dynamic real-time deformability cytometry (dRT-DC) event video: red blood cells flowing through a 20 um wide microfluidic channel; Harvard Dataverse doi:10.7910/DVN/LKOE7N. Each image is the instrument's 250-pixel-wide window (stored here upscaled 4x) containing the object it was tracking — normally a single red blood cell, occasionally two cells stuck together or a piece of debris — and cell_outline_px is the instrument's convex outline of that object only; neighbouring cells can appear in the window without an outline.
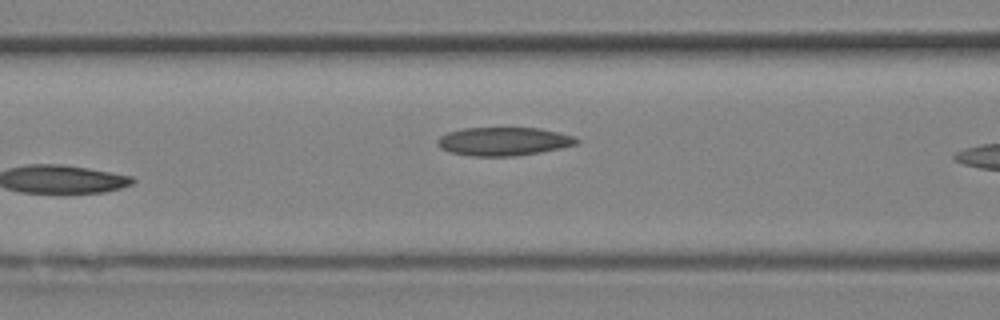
{"species": "Egyptian fruit bat (a non-hibernating species)", "species_latin": "Rousettus aegyptiacus", "temperature_condition": "room temperature", "stored_images_in_passage": 6, "camera_frame_rate_fps": 3000, "um_per_image_px": 0.085, "animal": {"sex": "female"}, "frame": {"image": 1, "passage_image": 6, "time_ms": 1.667, "image_size_px": [1000, 320], "cell_outline_px": [[580, 140], [576, 144], [560, 148], [540, 152], [512, 156], [472, 156], [452, 152], [440, 148], [436, 144], [436, 140], [440, 136], [448, 132], [460, 128], [540, 128], [572, 136]], "centroid_in_image_um": [42.76, 12.01], "position_along_channel_um": 123.8, "area_um2": 22.89}}